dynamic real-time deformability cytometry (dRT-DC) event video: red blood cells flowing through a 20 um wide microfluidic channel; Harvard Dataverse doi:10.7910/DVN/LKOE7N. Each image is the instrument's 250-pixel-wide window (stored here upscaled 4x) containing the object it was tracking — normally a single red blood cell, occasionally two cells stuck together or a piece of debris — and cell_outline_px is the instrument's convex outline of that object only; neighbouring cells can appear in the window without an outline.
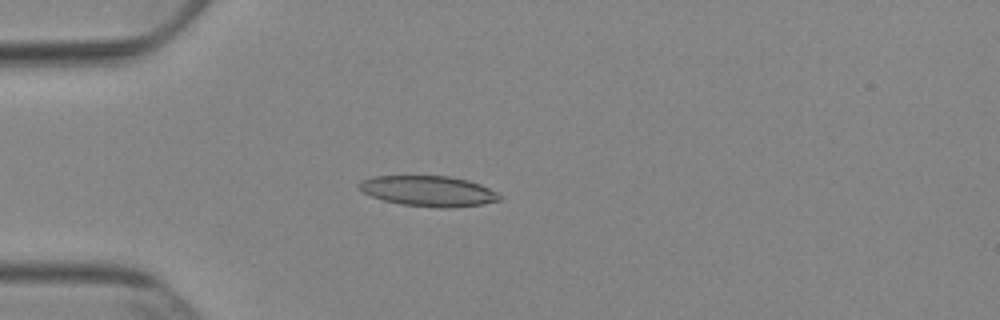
{"species": "Egyptian fruit bat (a non-hibernating species)", "species_latin": "Rousettus aegyptiacus", "temperature_condition": "cold", "stored_images_in_passage": 53, "camera_frame_rate_fps": 3000, "um_per_image_px": 0.085, "animal": {"sex": "female"}, "frame": {"image": 1, "passage_image": 15, "time_ms": 4.667, "image_size_px": [1000, 320], "cell_outline_px": [[504, 196], [500, 200], [484, 204], [452, 208], [440, 208], [400, 204], [384, 200], [372, 196], [356, 188], [356, 184], [360, 180], [372, 176], [448, 176], [468, 180], [480, 184]], "centroid_in_image_um": [36.41, 16.24], "position_along_channel_um": 48.6, "area_um2": 25.2}}
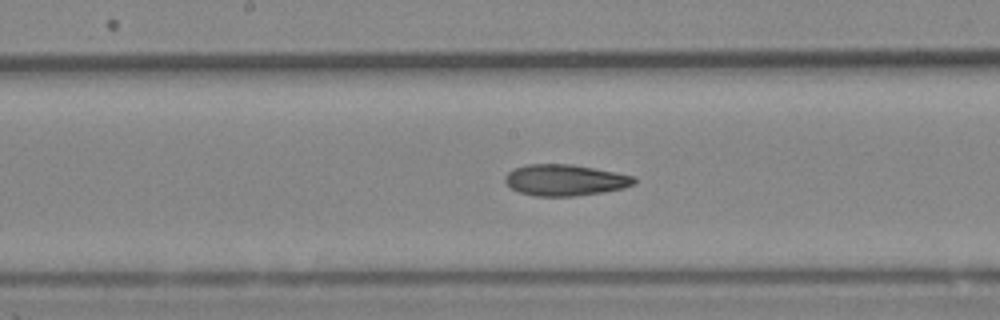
{"frame": {"image": 2, "passage_image": 28, "time_ms": 9.0, "image_size_px": [1000, 320], "cell_outline_px": [[636, 184], [624, 188], [604, 192], [576, 196], [536, 196], [520, 192], [512, 188], [504, 180], [504, 176], [512, 168], [528, 164], [572, 164], [616, 172], [636, 176]], "centroid_in_image_um": [48.06, 15.3], "position_along_channel_um": 200.1, "area_um2": 23.7}}
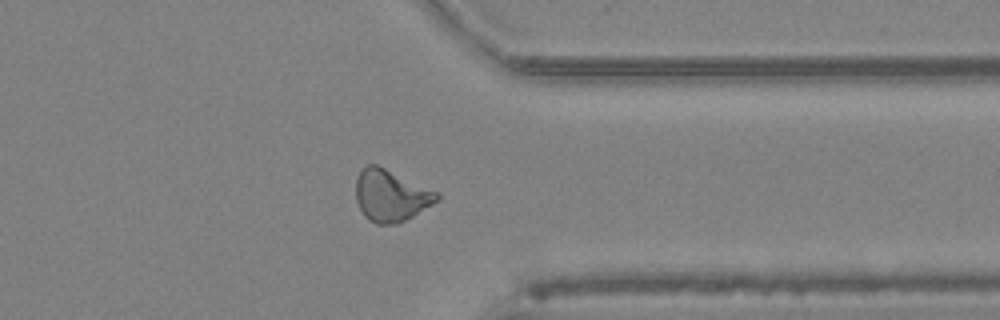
{"frame": {"image": 3, "passage_image": 42, "time_ms": 13.667, "image_size_px": [1000, 320], "cell_outline_px": [[440, 196], [432, 204], [412, 216], [396, 224], [376, 224], [368, 220], [364, 216], [356, 200], [356, 176], [368, 164], [376, 164], [440, 192]], "centroid_in_image_um": [33.21, 16.62], "position_along_channel_um": 378.2, "area_um2": 24.33}, "authors_computed_cell_mechanics": {"area_um2": 23.8136, "velocity_mm_per_s": 3.8757, "shape_relaxation_time_tau1_ms": 9.0212, "shape_relaxation_time_tau2_ms": 6.0213, "deformation_change_tau1": 0.1965, "deformation_change_tau2": 0.1493}}